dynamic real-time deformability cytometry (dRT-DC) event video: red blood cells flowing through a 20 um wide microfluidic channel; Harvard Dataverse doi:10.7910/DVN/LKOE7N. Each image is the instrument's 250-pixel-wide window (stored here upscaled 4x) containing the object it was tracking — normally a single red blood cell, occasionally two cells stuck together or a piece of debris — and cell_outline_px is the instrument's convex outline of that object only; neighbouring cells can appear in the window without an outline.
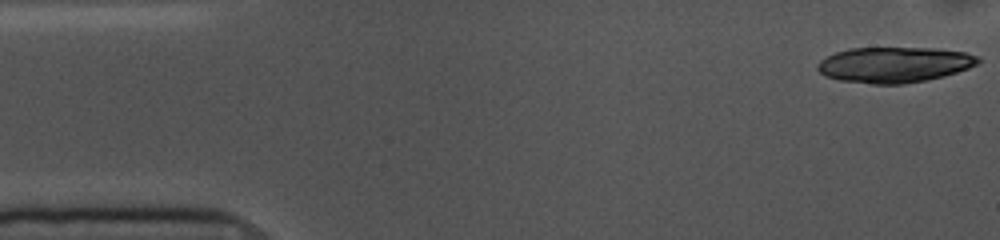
{"species": "common noctule bat (a hibernating species)", "species_latin": "Nyctalus noctula", "temperature_condition": "cold", "stored_images_in_passage": 22, "camera_frame_rate_fps": 3000, "um_per_image_px": 0.085, "animal": {"sex": "female", "body_mass_g": 10.0, "forearm_length_mm": 53.1}, "frame": {"image": 1, "passage_image": 1, "time_ms": 0.0, "image_size_px": [1000, 240], "cell_outline_px": [[980, 60], [976, 64], [968, 68], [944, 76], [904, 84], [872, 84], [840, 80], [824, 76], [816, 68], [816, 64], [820, 60], [836, 52], [848, 48], [932, 48], [964, 52], [980, 56]], "centroid_in_image_um": [75.98, 5.5], "position_along_channel_um": 9.0, "area_um2": 33.23}}